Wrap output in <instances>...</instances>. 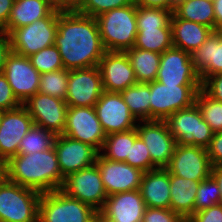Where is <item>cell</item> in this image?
Listing matches in <instances>:
<instances>
[{
	"label": "cell",
	"instance_id": "4fadbf2b",
	"mask_svg": "<svg viewBox=\"0 0 222 222\" xmlns=\"http://www.w3.org/2000/svg\"><path fill=\"white\" fill-rule=\"evenodd\" d=\"M35 125L63 135L68 105L63 99L37 92L23 103Z\"/></svg>",
	"mask_w": 222,
	"mask_h": 222
},
{
	"label": "cell",
	"instance_id": "db71d44e",
	"mask_svg": "<svg viewBox=\"0 0 222 222\" xmlns=\"http://www.w3.org/2000/svg\"><path fill=\"white\" fill-rule=\"evenodd\" d=\"M3 115H4V111L0 110V124H1V120H2Z\"/></svg>",
	"mask_w": 222,
	"mask_h": 222
},
{
	"label": "cell",
	"instance_id": "ac0fdd59",
	"mask_svg": "<svg viewBox=\"0 0 222 222\" xmlns=\"http://www.w3.org/2000/svg\"><path fill=\"white\" fill-rule=\"evenodd\" d=\"M101 173L107 196L112 194L140 190L144 172L126 162L111 161L100 153L95 163Z\"/></svg>",
	"mask_w": 222,
	"mask_h": 222
},
{
	"label": "cell",
	"instance_id": "7402d4cb",
	"mask_svg": "<svg viewBox=\"0 0 222 222\" xmlns=\"http://www.w3.org/2000/svg\"><path fill=\"white\" fill-rule=\"evenodd\" d=\"M97 67L101 74L103 89L106 92L120 93L138 83L125 52L106 51Z\"/></svg>",
	"mask_w": 222,
	"mask_h": 222
},
{
	"label": "cell",
	"instance_id": "f6af8a7d",
	"mask_svg": "<svg viewBox=\"0 0 222 222\" xmlns=\"http://www.w3.org/2000/svg\"><path fill=\"white\" fill-rule=\"evenodd\" d=\"M206 149L212 166L222 165V131L213 133L212 140Z\"/></svg>",
	"mask_w": 222,
	"mask_h": 222
},
{
	"label": "cell",
	"instance_id": "b9f144b4",
	"mask_svg": "<svg viewBox=\"0 0 222 222\" xmlns=\"http://www.w3.org/2000/svg\"><path fill=\"white\" fill-rule=\"evenodd\" d=\"M183 218L171 209L147 207L142 222H181Z\"/></svg>",
	"mask_w": 222,
	"mask_h": 222
},
{
	"label": "cell",
	"instance_id": "ab89813d",
	"mask_svg": "<svg viewBox=\"0 0 222 222\" xmlns=\"http://www.w3.org/2000/svg\"><path fill=\"white\" fill-rule=\"evenodd\" d=\"M124 162L132 167L141 169L143 172L156 169L151 161L148 147L139 137L135 140L131 147L130 158H126Z\"/></svg>",
	"mask_w": 222,
	"mask_h": 222
},
{
	"label": "cell",
	"instance_id": "74e56055",
	"mask_svg": "<svg viewBox=\"0 0 222 222\" xmlns=\"http://www.w3.org/2000/svg\"><path fill=\"white\" fill-rule=\"evenodd\" d=\"M218 204H221L219 186L215 179L210 176L199 183V188L195 198L194 212Z\"/></svg>",
	"mask_w": 222,
	"mask_h": 222
},
{
	"label": "cell",
	"instance_id": "d4e9b609",
	"mask_svg": "<svg viewBox=\"0 0 222 222\" xmlns=\"http://www.w3.org/2000/svg\"><path fill=\"white\" fill-rule=\"evenodd\" d=\"M56 7L51 0H15L6 27L8 34L19 27L48 17Z\"/></svg>",
	"mask_w": 222,
	"mask_h": 222
},
{
	"label": "cell",
	"instance_id": "52a82bcc",
	"mask_svg": "<svg viewBox=\"0 0 222 222\" xmlns=\"http://www.w3.org/2000/svg\"><path fill=\"white\" fill-rule=\"evenodd\" d=\"M201 85H164L150 82V120H166L176 111L195 104Z\"/></svg>",
	"mask_w": 222,
	"mask_h": 222
},
{
	"label": "cell",
	"instance_id": "e575fe53",
	"mask_svg": "<svg viewBox=\"0 0 222 222\" xmlns=\"http://www.w3.org/2000/svg\"><path fill=\"white\" fill-rule=\"evenodd\" d=\"M195 104L213 133L222 131V102L210 98L202 89L196 95Z\"/></svg>",
	"mask_w": 222,
	"mask_h": 222
},
{
	"label": "cell",
	"instance_id": "7a4b0ae2",
	"mask_svg": "<svg viewBox=\"0 0 222 222\" xmlns=\"http://www.w3.org/2000/svg\"><path fill=\"white\" fill-rule=\"evenodd\" d=\"M64 179L54 147L8 160V180L40 193L61 189Z\"/></svg>",
	"mask_w": 222,
	"mask_h": 222
},
{
	"label": "cell",
	"instance_id": "6f0895ef",
	"mask_svg": "<svg viewBox=\"0 0 222 222\" xmlns=\"http://www.w3.org/2000/svg\"><path fill=\"white\" fill-rule=\"evenodd\" d=\"M95 222H103V221H102L101 219L98 218Z\"/></svg>",
	"mask_w": 222,
	"mask_h": 222
},
{
	"label": "cell",
	"instance_id": "f35d334b",
	"mask_svg": "<svg viewBox=\"0 0 222 222\" xmlns=\"http://www.w3.org/2000/svg\"><path fill=\"white\" fill-rule=\"evenodd\" d=\"M133 2V0H83L76 11L80 14L96 18L104 12L128 6Z\"/></svg>",
	"mask_w": 222,
	"mask_h": 222
},
{
	"label": "cell",
	"instance_id": "30bf717a",
	"mask_svg": "<svg viewBox=\"0 0 222 222\" xmlns=\"http://www.w3.org/2000/svg\"><path fill=\"white\" fill-rule=\"evenodd\" d=\"M136 130L139 138L148 147L153 165L156 168H166L177 146V141L171 134L166 121H138Z\"/></svg>",
	"mask_w": 222,
	"mask_h": 222
},
{
	"label": "cell",
	"instance_id": "f546056e",
	"mask_svg": "<svg viewBox=\"0 0 222 222\" xmlns=\"http://www.w3.org/2000/svg\"><path fill=\"white\" fill-rule=\"evenodd\" d=\"M138 137L136 128L106 135L101 149L104 153L100 152V154L108 160L124 162L126 158H130L131 147Z\"/></svg>",
	"mask_w": 222,
	"mask_h": 222
},
{
	"label": "cell",
	"instance_id": "9f6ffc18",
	"mask_svg": "<svg viewBox=\"0 0 222 222\" xmlns=\"http://www.w3.org/2000/svg\"><path fill=\"white\" fill-rule=\"evenodd\" d=\"M181 222H190L188 219H183Z\"/></svg>",
	"mask_w": 222,
	"mask_h": 222
},
{
	"label": "cell",
	"instance_id": "6da1fadb",
	"mask_svg": "<svg viewBox=\"0 0 222 222\" xmlns=\"http://www.w3.org/2000/svg\"><path fill=\"white\" fill-rule=\"evenodd\" d=\"M54 45L67 70L98 66L106 52L96 18L76 10H62L59 13Z\"/></svg>",
	"mask_w": 222,
	"mask_h": 222
},
{
	"label": "cell",
	"instance_id": "ffe728a7",
	"mask_svg": "<svg viewBox=\"0 0 222 222\" xmlns=\"http://www.w3.org/2000/svg\"><path fill=\"white\" fill-rule=\"evenodd\" d=\"M146 208L140 190H134L108 196L98 214L103 222H142Z\"/></svg>",
	"mask_w": 222,
	"mask_h": 222
},
{
	"label": "cell",
	"instance_id": "5b68a950",
	"mask_svg": "<svg viewBox=\"0 0 222 222\" xmlns=\"http://www.w3.org/2000/svg\"><path fill=\"white\" fill-rule=\"evenodd\" d=\"M41 193L6 181L0 183V222H38Z\"/></svg>",
	"mask_w": 222,
	"mask_h": 222
},
{
	"label": "cell",
	"instance_id": "7dc6e473",
	"mask_svg": "<svg viewBox=\"0 0 222 222\" xmlns=\"http://www.w3.org/2000/svg\"><path fill=\"white\" fill-rule=\"evenodd\" d=\"M15 0H0V30H3L8 22Z\"/></svg>",
	"mask_w": 222,
	"mask_h": 222
},
{
	"label": "cell",
	"instance_id": "8d00e7d4",
	"mask_svg": "<svg viewBox=\"0 0 222 222\" xmlns=\"http://www.w3.org/2000/svg\"><path fill=\"white\" fill-rule=\"evenodd\" d=\"M29 58L40 74L64 69L59 50L55 45L46 47Z\"/></svg>",
	"mask_w": 222,
	"mask_h": 222
},
{
	"label": "cell",
	"instance_id": "44dd1931",
	"mask_svg": "<svg viewBox=\"0 0 222 222\" xmlns=\"http://www.w3.org/2000/svg\"><path fill=\"white\" fill-rule=\"evenodd\" d=\"M34 122L22 104L16 109L4 111L0 124V156L10 159L18 154L20 141Z\"/></svg>",
	"mask_w": 222,
	"mask_h": 222
},
{
	"label": "cell",
	"instance_id": "2e32d148",
	"mask_svg": "<svg viewBox=\"0 0 222 222\" xmlns=\"http://www.w3.org/2000/svg\"><path fill=\"white\" fill-rule=\"evenodd\" d=\"M2 73L22 104L39 91L41 74L32 65L29 57L11 52Z\"/></svg>",
	"mask_w": 222,
	"mask_h": 222
},
{
	"label": "cell",
	"instance_id": "8fae6325",
	"mask_svg": "<svg viewBox=\"0 0 222 222\" xmlns=\"http://www.w3.org/2000/svg\"><path fill=\"white\" fill-rule=\"evenodd\" d=\"M63 135L89 144L99 152L106 138L94 107L68 106Z\"/></svg>",
	"mask_w": 222,
	"mask_h": 222
},
{
	"label": "cell",
	"instance_id": "e0dca14e",
	"mask_svg": "<svg viewBox=\"0 0 222 222\" xmlns=\"http://www.w3.org/2000/svg\"><path fill=\"white\" fill-rule=\"evenodd\" d=\"M94 108L106 135L136 128L138 121L120 93L104 91Z\"/></svg>",
	"mask_w": 222,
	"mask_h": 222
},
{
	"label": "cell",
	"instance_id": "c3c4849f",
	"mask_svg": "<svg viewBox=\"0 0 222 222\" xmlns=\"http://www.w3.org/2000/svg\"><path fill=\"white\" fill-rule=\"evenodd\" d=\"M137 6L156 7L163 9H173L174 4L171 0H133Z\"/></svg>",
	"mask_w": 222,
	"mask_h": 222
},
{
	"label": "cell",
	"instance_id": "ee69618b",
	"mask_svg": "<svg viewBox=\"0 0 222 222\" xmlns=\"http://www.w3.org/2000/svg\"><path fill=\"white\" fill-rule=\"evenodd\" d=\"M188 220L190 222H222V204L194 212Z\"/></svg>",
	"mask_w": 222,
	"mask_h": 222
},
{
	"label": "cell",
	"instance_id": "9a60e30c",
	"mask_svg": "<svg viewBox=\"0 0 222 222\" xmlns=\"http://www.w3.org/2000/svg\"><path fill=\"white\" fill-rule=\"evenodd\" d=\"M156 81L164 85H201L191 54L174 46L161 54Z\"/></svg>",
	"mask_w": 222,
	"mask_h": 222
},
{
	"label": "cell",
	"instance_id": "8992f818",
	"mask_svg": "<svg viewBox=\"0 0 222 222\" xmlns=\"http://www.w3.org/2000/svg\"><path fill=\"white\" fill-rule=\"evenodd\" d=\"M61 9L56 8L48 17L16 28L9 33L12 52L30 57L55 43L57 19Z\"/></svg>",
	"mask_w": 222,
	"mask_h": 222
},
{
	"label": "cell",
	"instance_id": "4316f807",
	"mask_svg": "<svg viewBox=\"0 0 222 222\" xmlns=\"http://www.w3.org/2000/svg\"><path fill=\"white\" fill-rule=\"evenodd\" d=\"M200 182L170 174V209L183 219H188L194 213Z\"/></svg>",
	"mask_w": 222,
	"mask_h": 222
},
{
	"label": "cell",
	"instance_id": "603a6c76",
	"mask_svg": "<svg viewBox=\"0 0 222 222\" xmlns=\"http://www.w3.org/2000/svg\"><path fill=\"white\" fill-rule=\"evenodd\" d=\"M191 58L201 83L207 77L222 72V31H212Z\"/></svg>",
	"mask_w": 222,
	"mask_h": 222
},
{
	"label": "cell",
	"instance_id": "277c9868",
	"mask_svg": "<svg viewBox=\"0 0 222 222\" xmlns=\"http://www.w3.org/2000/svg\"><path fill=\"white\" fill-rule=\"evenodd\" d=\"M98 211L61 189L41 193L38 222H95Z\"/></svg>",
	"mask_w": 222,
	"mask_h": 222
},
{
	"label": "cell",
	"instance_id": "f907efd6",
	"mask_svg": "<svg viewBox=\"0 0 222 222\" xmlns=\"http://www.w3.org/2000/svg\"><path fill=\"white\" fill-rule=\"evenodd\" d=\"M215 30L222 31V0H213Z\"/></svg>",
	"mask_w": 222,
	"mask_h": 222
},
{
	"label": "cell",
	"instance_id": "bcb514c9",
	"mask_svg": "<svg viewBox=\"0 0 222 222\" xmlns=\"http://www.w3.org/2000/svg\"><path fill=\"white\" fill-rule=\"evenodd\" d=\"M12 52L9 34L0 30V73L3 72L7 56Z\"/></svg>",
	"mask_w": 222,
	"mask_h": 222
},
{
	"label": "cell",
	"instance_id": "9c48e42d",
	"mask_svg": "<svg viewBox=\"0 0 222 222\" xmlns=\"http://www.w3.org/2000/svg\"><path fill=\"white\" fill-rule=\"evenodd\" d=\"M61 190L68 196L92 206L98 212L108 197L96 164L69 174L64 179Z\"/></svg>",
	"mask_w": 222,
	"mask_h": 222
},
{
	"label": "cell",
	"instance_id": "11a10c76",
	"mask_svg": "<svg viewBox=\"0 0 222 222\" xmlns=\"http://www.w3.org/2000/svg\"><path fill=\"white\" fill-rule=\"evenodd\" d=\"M172 3L175 5L177 2L181 1V0H171Z\"/></svg>",
	"mask_w": 222,
	"mask_h": 222
},
{
	"label": "cell",
	"instance_id": "836d02e7",
	"mask_svg": "<svg viewBox=\"0 0 222 222\" xmlns=\"http://www.w3.org/2000/svg\"><path fill=\"white\" fill-rule=\"evenodd\" d=\"M173 9L136 5L137 29L172 28Z\"/></svg>",
	"mask_w": 222,
	"mask_h": 222
},
{
	"label": "cell",
	"instance_id": "d6a6232c",
	"mask_svg": "<svg viewBox=\"0 0 222 222\" xmlns=\"http://www.w3.org/2000/svg\"><path fill=\"white\" fill-rule=\"evenodd\" d=\"M56 137L55 133L33 124L25 137L20 141L18 154H30L53 148Z\"/></svg>",
	"mask_w": 222,
	"mask_h": 222
},
{
	"label": "cell",
	"instance_id": "60d3db41",
	"mask_svg": "<svg viewBox=\"0 0 222 222\" xmlns=\"http://www.w3.org/2000/svg\"><path fill=\"white\" fill-rule=\"evenodd\" d=\"M21 105L22 103L14 95L5 75L0 73V110H12Z\"/></svg>",
	"mask_w": 222,
	"mask_h": 222
},
{
	"label": "cell",
	"instance_id": "cb8c5ba5",
	"mask_svg": "<svg viewBox=\"0 0 222 222\" xmlns=\"http://www.w3.org/2000/svg\"><path fill=\"white\" fill-rule=\"evenodd\" d=\"M140 192L147 207L170 209V174L167 169L144 172Z\"/></svg>",
	"mask_w": 222,
	"mask_h": 222
},
{
	"label": "cell",
	"instance_id": "484cf974",
	"mask_svg": "<svg viewBox=\"0 0 222 222\" xmlns=\"http://www.w3.org/2000/svg\"><path fill=\"white\" fill-rule=\"evenodd\" d=\"M171 27L173 46L190 54L197 50L213 31L203 24L183 20L174 15L171 17Z\"/></svg>",
	"mask_w": 222,
	"mask_h": 222
},
{
	"label": "cell",
	"instance_id": "f1b7e54d",
	"mask_svg": "<svg viewBox=\"0 0 222 222\" xmlns=\"http://www.w3.org/2000/svg\"><path fill=\"white\" fill-rule=\"evenodd\" d=\"M134 70L138 83H150L156 80L161 54L132 47L125 51Z\"/></svg>",
	"mask_w": 222,
	"mask_h": 222
},
{
	"label": "cell",
	"instance_id": "3957f363",
	"mask_svg": "<svg viewBox=\"0 0 222 222\" xmlns=\"http://www.w3.org/2000/svg\"><path fill=\"white\" fill-rule=\"evenodd\" d=\"M106 51L125 52L132 48L137 35L136 4L115 8L96 17Z\"/></svg>",
	"mask_w": 222,
	"mask_h": 222
},
{
	"label": "cell",
	"instance_id": "83f0119b",
	"mask_svg": "<svg viewBox=\"0 0 222 222\" xmlns=\"http://www.w3.org/2000/svg\"><path fill=\"white\" fill-rule=\"evenodd\" d=\"M177 18L203 24L215 31L213 0H181L174 5Z\"/></svg>",
	"mask_w": 222,
	"mask_h": 222
},
{
	"label": "cell",
	"instance_id": "d6986e66",
	"mask_svg": "<svg viewBox=\"0 0 222 222\" xmlns=\"http://www.w3.org/2000/svg\"><path fill=\"white\" fill-rule=\"evenodd\" d=\"M54 149L59 161L60 172L64 178L71 173L94 165L100 153L93 146L66 135H57Z\"/></svg>",
	"mask_w": 222,
	"mask_h": 222
},
{
	"label": "cell",
	"instance_id": "f5cc1de1",
	"mask_svg": "<svg viewBox=\"0 0 222 222\" xmlns=\"http://www.w3.org/2000/svg\"><path fill=\"white\" fill-rule=\"evenodd\" d=\"M8 181V159L0 156V183Z\"/></svg>",
	"mask_w": 222,
	"mask_h": 222
},
{
	"label": "cell",
	"instance_id": "816d5d0a",
	"mask_svg": "<svg viewBox=\"0 0 222 222\" xmlns=\"http://www.w3.org/2000/svg\"><path fill=\"white\" fill-rule=\"evenodd\" d=\"M211 176L218 183L221 195V204H222V165L212 166Z\"/></svg>",
	"mask_w": 222,
	"mask_h": 222
},
{
	"label": "cell",
	"instance_id": "681fc988",
	"mask_svg": "<svg viewBox=\"0 0 222 222\" xmlns=\"http://www.w3.org/2000/svg\"><path fill=\"white\" fill-rule=\"evenodd\" d=\"M53 5L61 10H76L83 0H51Z\"/></svg>",
	"mask_w": 222,
	"mask_h": 222
},
{
	"label": "cell",
	"instance_id": "4dcf8cb0",
	"mask_svg": "<svg viewBox=\"0 0 222 222\" xmlns=\"http://www.w3.org/2000/svg\"><path fill=\"white\" fill-rule=\"evenodd\" d=\"M120 94L136 120H150V83H137Z\"/></svg>",
	"mask_w": 222,
	"mask_h": 222
},
{
	"label": "cell",
	"instance_id": "d590c367",
	"mask_svg": "<svg viewBox=\"0 0 222 222\" xmlns=\"http://www.w3.org/2000/svg\"><path fill=\"white\" fill-rule=\"evenodd\" d=\"M69 70L60 69L42 73L39 82V93L59 99H66Z\"/></svg>",
	"mask_w": 222,
	"mask_h": 222
},
{
	"label": "cell",
	"instance_id": "7c38bea8",
	"mask_svg": "<svg viewBox=\"0 0 222 222\" xmlns=\"http://www.w3.org/2000/svg\"><path fill=\"white\" fill-rule=\"evenodd\" d=\"M104 92L97 66L69 70L66 104L71 107H94Z\"/></svg>",
	"mask_w": 222,
	"mask_h": 222
},
{
	"label": "cell",
	"instance_id": "7bdbcfd3",
	"mask_svg": "<svg viewBox=\"0 0 222 222\" xmlns=\"http://www.w3.org/2000/svg\"><path fill=\"white\" fill-rule=\"evenodd\" d=\"M201 89L212 99L222 102V72L207 77Z\"/></svg>",
	"mask_w": 222,
	"mask_h": 222
},
{
	"label": "cell",
	"instance_id": "1f68e13d",
	"mask_svg": "<svg viewBox=\"0 0 222 222\" xmlns=\"http://www.w3.org/2000/svg\"><path fill=\"white\" fill-rule=\"evenodd\" d=\"M133 47L162 54L171 48L172 28L137 29Z\"/></svg>",
	"mask_w": 222,
	"mask_h": 222
},
{
	"label": "cell",
	"instance_id": "ba28073f",
	"mask_svg": "<svg viewBox=\"0 0 222 222\" xmlns=\"http://www.w3.org/2000/svg\"><path fill=\"white\" fill-rule=\"evenodd\" d=\"M165 121L178 145L207 148L212 140L213 131L204 121L196 104L189 108L176 111Z\"/></svg>",
	"mask_w": 222,
	"mask_h": 222
},
{
	"label": "cell",
	"instance_id": "5bb4252c",
	"mask_svg": "<svg viewBox=\"0 0 222 222\" xmlns=\"http://www.w3.org/2000/svg\"><path fill=\"white\" fill-rule=\"evenodd\" d=\"M166 169L169 174L202 181L211 176L212 164L206 148L177 144Z\"/></svg>",
	"mask_w": 222,
	"mask_h": 222
}]
</instances>
